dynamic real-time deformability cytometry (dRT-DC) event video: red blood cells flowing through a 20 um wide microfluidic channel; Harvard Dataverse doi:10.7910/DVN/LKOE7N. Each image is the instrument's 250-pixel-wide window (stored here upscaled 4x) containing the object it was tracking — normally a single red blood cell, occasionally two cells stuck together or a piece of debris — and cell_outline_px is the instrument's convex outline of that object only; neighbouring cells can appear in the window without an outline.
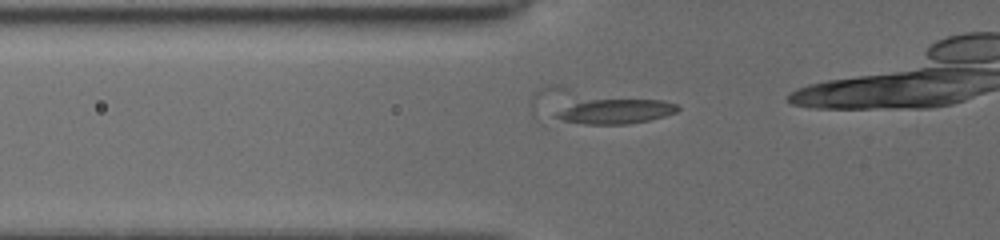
{"species": "common noctule bat (a hibernating species)", "species_latin": "Nyctalus noctula", "temperature_condition": "cold", "stored_images_in_passage": 25, "camera_frame_rate_fps": 3000, "um_per_image_px": 0.085, "animal": {"sex": "female", "body_mass_g": 19.5, "forearm_length_mm": 54.1}, "frame": {"image": 1, "passage_image": 2, "time_ms": 0.333, "image_size_px": [1000, 240], "cell_outline_px": [[680, 108], [676, 112], [664, 116], [648, 120], [628, 124], [584, 124], [564, 120], [556, 116], [560, 112], [576, 104], [592, 100], [660, 100], [676, 104]], "centroid_in_image_um": [52.47, 9.48], "position_along_channel_um": 73.3, "area_um2": 16.65}}
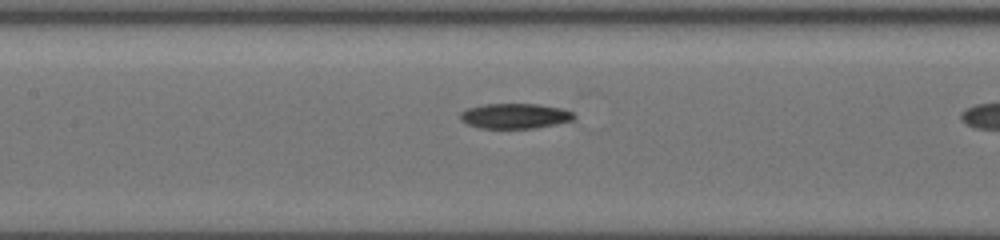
{"frame": {"image": 2, "passage_image": 9, "time_ms": 2.667, "image_size_px": [1000, 240], "cell_outline_px": [[576, 116], [572, 120], [556, 124], [532, 128], [480, 128], [468, 124], [460, 120], [460, 112], [468, 108], [484, 104], [536, 104], [560, 108], [572, 112]], "centroid_in_image_um": [43.74, 9.86], "position_along_channel_um": 163.7, "area_um2": 16.53}}
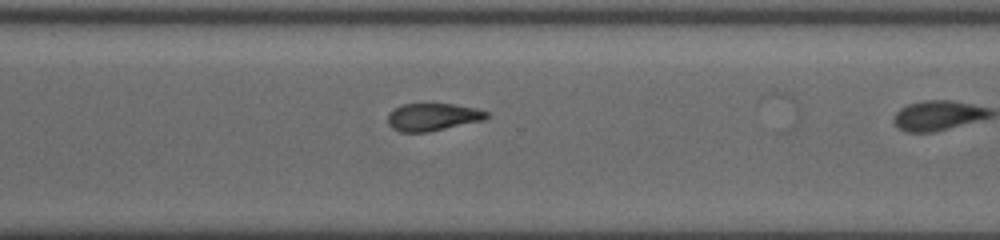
{"frame": {"image": 3, "passage_image": 22, "time_ms": 7.0, "image_size_px": [1000, 240], "cell_outline_px": [[488, 116], [484, 120], [428, 132], [400, 132], [392, 128], [388, 124], [388, 112], [404, 104], [452, 104], [476, 108], [488, 112]], "centroid_in_image_um": [36.77, 9.95], "position_along_channel_um": 333.8, "area_um2": 15.78}}